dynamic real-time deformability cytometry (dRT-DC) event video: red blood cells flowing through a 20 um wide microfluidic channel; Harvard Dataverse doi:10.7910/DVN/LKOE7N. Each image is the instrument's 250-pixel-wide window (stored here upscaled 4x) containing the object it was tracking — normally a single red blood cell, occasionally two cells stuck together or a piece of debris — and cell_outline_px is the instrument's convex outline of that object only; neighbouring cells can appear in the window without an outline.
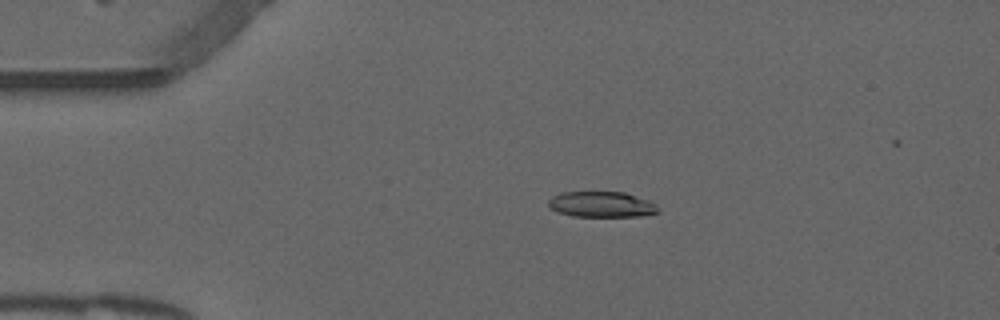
{"species": "common noctule bat (a hibernating species)", "species_latin": "Nyctalus noctula", "temperature_condition": "warm", "stored_images_in_passage": 50, "camera_frame_rate_fps": 3000, "um_per_image_px": 0.085, "animal": {"sex": "male", "forearm_length_mm": 52.5}, "frame": {"image": 1, "passage_image": 11, "time_ms": 3.333, "image_size_px": [1000, 320], "cell_outline_px": [[660, 212], [640, 216], [572, 216], [556, 212], [548, 204], [548, 200], [552, 196], [560, 192], [624, 192], [648, 200], [656, 204]], "centroid_in_image_um": [51.12, 17.37], "position_along_channel_um": 33.9, "area_um2": 16.42}}
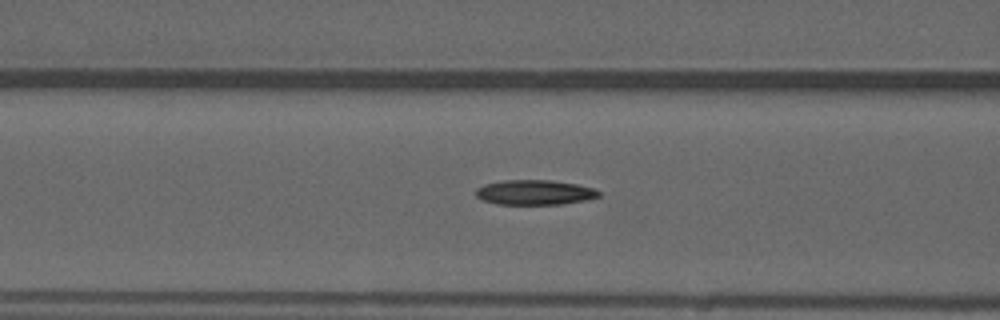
{"frame": {"image": 2, "passage_image": 21, "time_ms": 6.667, "image_size_px": [1000, 320], "cell_outline_px": [[600, 196], [584, 200], [560, 204], [496, 204], [480, 200], [476, 196], [476, 188], [484, 184], [504, 180], [552, 180], [576, 184], [592, 188], [600, 192]], "centroid_in_image_um": [45.39, 16.35], "position_along_channel_um": 121.2, "area_um2": 17.8}}
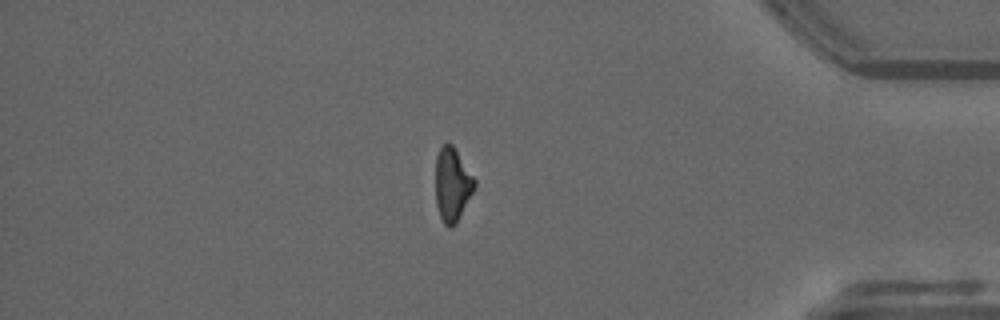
{"frame": {"image": 3, "passage_image": 45, "time_ms": 14.667, "image_size_px": [1000, 320], "cell_outline_px": [[476, 188], [456, 224], [452, 228], [448, 228], [444, 224], [440, 216], [436, 204], [436, 156], [440, 148], [448, 140], [452, 144], [476, 180]], "centroid_in_image_um": [38.46, 15.7], "position_along_channel_um": 396.7, "area_um2": 16.94}}